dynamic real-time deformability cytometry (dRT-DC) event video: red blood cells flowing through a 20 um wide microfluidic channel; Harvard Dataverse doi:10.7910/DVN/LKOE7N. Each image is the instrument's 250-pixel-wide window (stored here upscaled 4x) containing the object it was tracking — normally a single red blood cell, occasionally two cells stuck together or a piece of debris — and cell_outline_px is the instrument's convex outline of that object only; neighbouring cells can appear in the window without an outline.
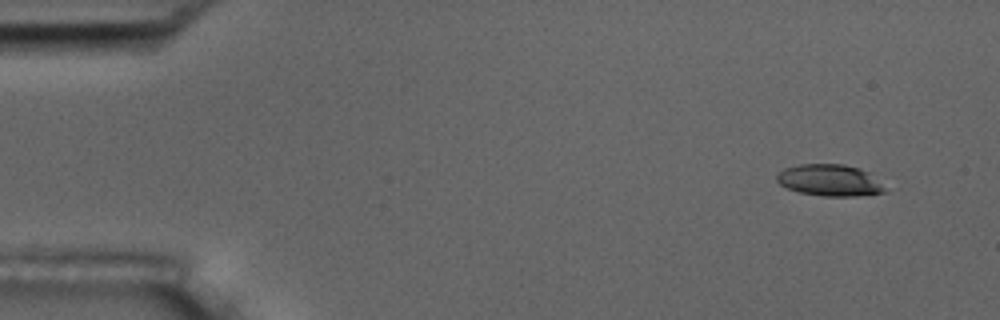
{"species": "common noctule bat (a hibernating species)", "species_latin": "Nyctalus noctula", "temperature_condition": "room temperature", "stored_images_in_passage": 5, "camera_frame_rate_fps": 3000, "um_per_image_px": 0.085, "animal": {"sex": "male", "body_mass_g": 17.5, "forearm_length_mm": 52.3}, "frame": {"image": 1, "passage_image": 1, "time_ms": 0.0, "image_size_px": [1000, 320], "cell_outline_px": [[888, 192], [856, 196], [820, 196], [800, 192], [788, 188], [780, 184], [776, 180], [776, 176], [784, 168], [800, 164], [844, 164], [860, 168], [872, 172]], "centroid_in_image_um": [70.57, 15.32], "position_along_channel_um": 14.4, "area_um2": 20.11}}
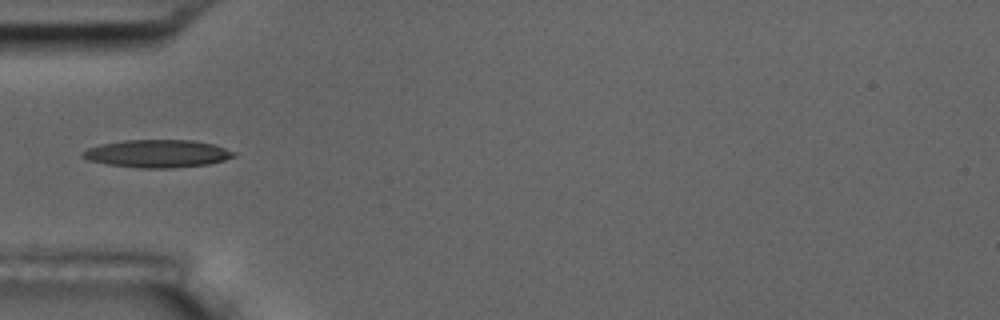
{"frame": {"image": 2, "passage_image": 5, "time_ms": 4.667, "image_size_px": [1000, 320], "cell_outline_px": [[236, 156], [224, 160], [208, 164], [172, 168], [140, 168], [108, 164], [88, 160], [80, 156], [80, 152], [88, 148], [100, 144], [124, 140], [192, 140], [212, 144], [236, 152]], "centroid_in_image_um": [13.35, 13.06], "position_along_channel_um": 71.7, "area_um2": 24.45}}